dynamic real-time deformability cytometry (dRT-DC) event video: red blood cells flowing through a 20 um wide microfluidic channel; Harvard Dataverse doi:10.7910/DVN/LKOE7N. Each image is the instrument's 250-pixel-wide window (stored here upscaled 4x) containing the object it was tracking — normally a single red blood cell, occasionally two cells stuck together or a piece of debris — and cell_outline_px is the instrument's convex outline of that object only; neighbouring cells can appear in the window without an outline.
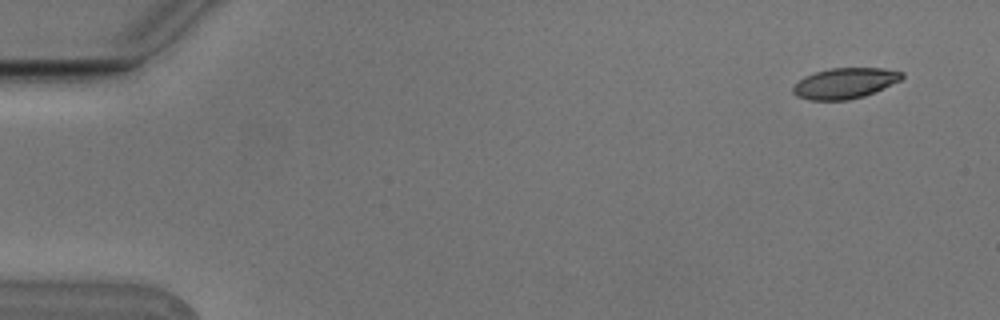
{"species": "Egyptian fruit bat (a non-hibernating species)", "species_latin": "Rousettus aegyptiacus", "temperature_condition": "cold", "stored_images_in_passage": 4, "camera_frame_rate_fps": 3000, "um_per_image_px": 0.085, "animal": {"sex": "male"}, "frame": {"image": 1, "passage_image": 1, "time_ms": 0.0, "image_size_px": [1000, 320], "cell_outline_px": [[904, 76], [900, 80], [864, 96], [848, 100], [808, 100], [796, 96], [792, 92], [792, 88], [804, 76], [816, 72], [832, 68], [884, 68], [904, 72]], "centroid_in_image_um": [71.8, 7.07], "position_along_channel_um": 13.2, "area_um2": 19.31}}